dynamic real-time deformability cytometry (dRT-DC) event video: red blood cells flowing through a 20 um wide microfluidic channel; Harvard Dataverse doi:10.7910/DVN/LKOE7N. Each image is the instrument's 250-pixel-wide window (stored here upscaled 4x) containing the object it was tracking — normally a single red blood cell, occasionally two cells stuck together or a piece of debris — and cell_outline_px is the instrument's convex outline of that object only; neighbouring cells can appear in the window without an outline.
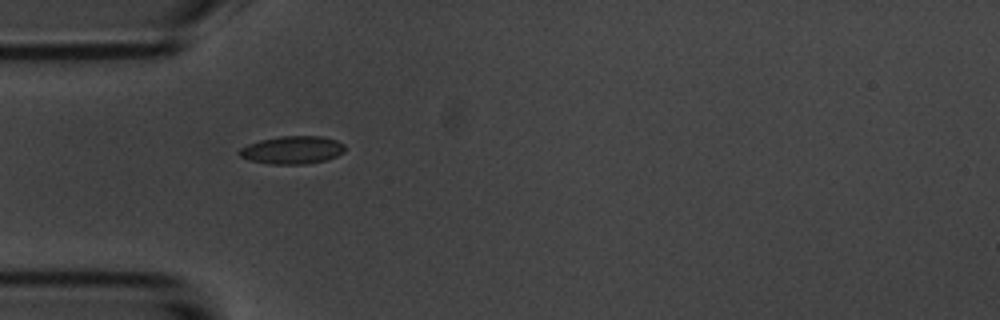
{"species": "common noctule bat (a hibernating species)", "species_latin": "Nyctalus noctula", "temperature_condition": "room temperature", "stored_images_in_passage": 7, "camera_frame_rate_fps": 3000, "um_per_image_px": 0.085, "animal": {"sex": "male", "body_mass_g": 20.1, "forearm_length_mm": 53.5}, "frame": {"image": 1, "passage_image": 6, "time_ms": 6.667, "image_size_px": [1000, 320], "cell_outline_px": [[344, 152], [336, 156], [324, 160], [308, 164], [268, 164], [252, 160], [240, 156], [236, 152], [240, 148], [248, 144], [260, 140], [280, 136], [320, 136], [336, 140], [344, 144]], "centroid_in_image_um": [24.83, 12.75], "position_along_channel_um": 60.2, "area_um2": 17.11}}
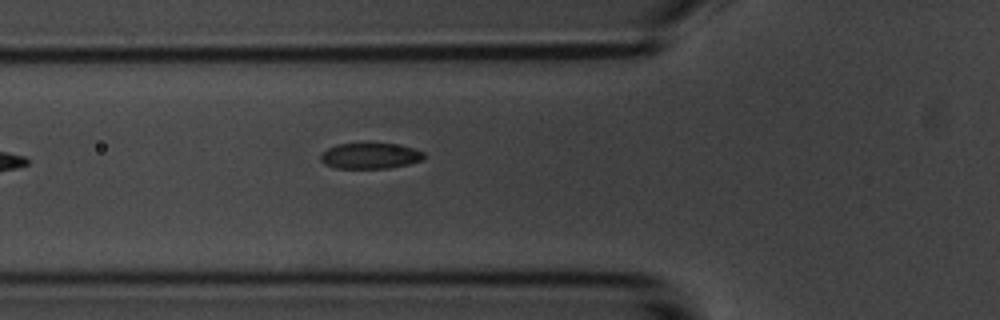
{"frame": {"image": 2, "passage_image": 7, "time_ms": 7.667, "image_size_px": [1000, 320], "cell_outline_px": [[424, 156], [420, 160], [408, 164], [388, 168], [336, 168], [324, 164], [320, 160], [320, 152], [336, 144], [396, 144], [412, 148], [424, 152]], "centroid_in_image_um": [31.4, 13.25], "position_along_channel_um": 94.4, "area_um2": 15.37}}